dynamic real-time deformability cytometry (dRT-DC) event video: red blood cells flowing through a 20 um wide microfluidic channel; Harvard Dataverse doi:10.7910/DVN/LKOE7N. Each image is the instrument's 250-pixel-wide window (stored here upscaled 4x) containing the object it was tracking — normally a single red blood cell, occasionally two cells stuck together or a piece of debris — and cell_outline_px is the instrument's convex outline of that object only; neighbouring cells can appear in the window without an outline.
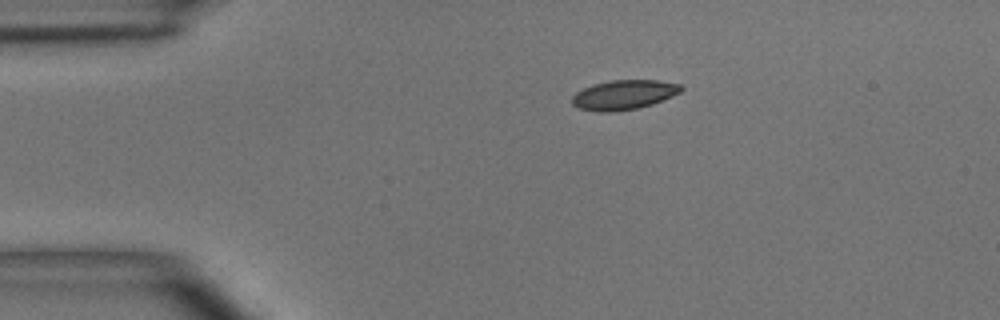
{"species": "common noctule bat (a hibernating species)", "species_latin": "Nyctalus noctula", "temperature_condition": "room temperature", "stored_images_in_passage": 4, "camera_frame_rate_fps": 3000, "um_per_image_px": 0.085, "animal": {"sex": "male", "body_mass_g": 15.6}, "frame": {"image": 1, "passage_image": 4, "time_ms": 3.667, "image_size_px": [1000, 320], "cell_outline_px": [[684, 88], [680, 92], [672, 96], [652, 104], [636, 108], [616, 112], [600, 112], [580, 108], [572, 104], [572, 96], [576, 92], [592, 84], [612, 80], [656, 80], [680, 84]], "centroid_in_image_um": [53.02, 8.05], "position_along_channel_um": 32.0, "area_um2": 18.73}}